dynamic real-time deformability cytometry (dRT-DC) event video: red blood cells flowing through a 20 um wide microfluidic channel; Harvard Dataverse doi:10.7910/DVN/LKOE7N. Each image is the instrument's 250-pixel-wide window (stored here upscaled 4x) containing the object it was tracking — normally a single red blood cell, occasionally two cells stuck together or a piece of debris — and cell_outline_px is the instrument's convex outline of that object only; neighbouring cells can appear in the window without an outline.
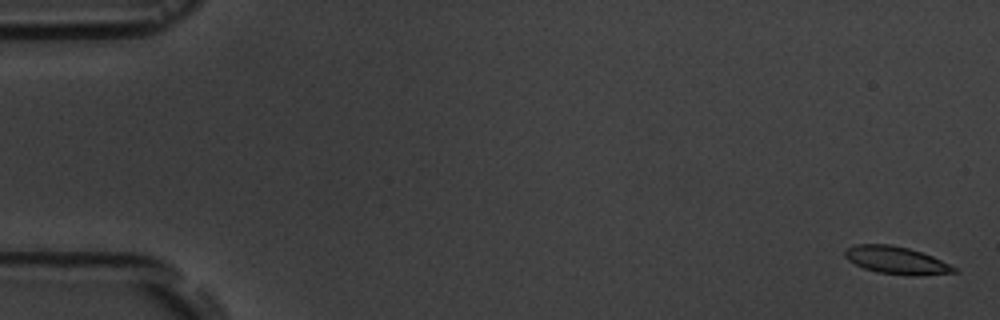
{"species": "common noctule bat (a hibernating species)", "species_latin": "Nyctalus noctula", "temperature_condition": "room temperature", "stored_images_in_passage": 4, "camera_frame_rate_fps": 3000, "um_per_image_px": 0.085, "animal": {"sex": "male", "body_mass_g": 19.5, "forearm_length_mm": 54.6}, "frame": {"image": 1, "passage_image": 1, "time_ms": 0.0, "image_size_px": [1000, 320], "cell_outline_px": [[960, 272], [920, 276], [916, 276], [876, 272], [864, 268], [848, 260], [844, 256], [844, 248], [856, 244], [892, 244], [908, 248], [932, 256], [956, 268]], "centroid_in_image_um": [76.17, 22.12], "position_along_channel_um": 8.8, "area_um2": 17.57}}